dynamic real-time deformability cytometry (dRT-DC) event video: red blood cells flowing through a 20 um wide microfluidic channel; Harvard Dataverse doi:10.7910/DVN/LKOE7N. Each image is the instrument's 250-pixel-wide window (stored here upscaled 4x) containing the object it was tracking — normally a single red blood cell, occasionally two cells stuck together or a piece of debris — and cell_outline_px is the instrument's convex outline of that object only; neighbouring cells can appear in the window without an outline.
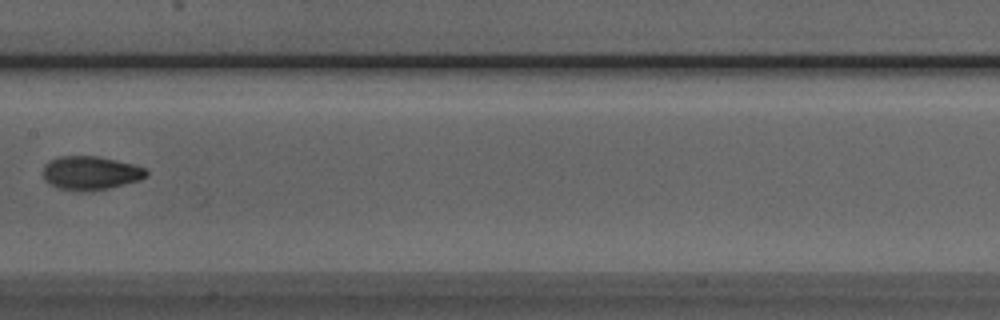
{"species": "Egyptian fruit bat (a non-hibernating species)", "species_latin": "Rousettus aegyptiacus", "temperature_condition": "room temperature", "stored_images_in_passage": 4, "camera_frame_rate_fps": 3000, "um_per_image_px": 0.085, "animal": {"sex": "male"}, "frame": {"image": 1, "passage_image": 4, "time_ms": 3.333, "image_size_px": [1000, 320], "cell_outline_px": [[148, 176], [140, 180], [108, 188], [84, 192], [76, 192], [56, 188], [48, 184], [44, 180], [44, 164], [48, 160], [60, 156], [96, 156], [116, 160], [132, 164], [144, 168], [148, 172]], "centroid_in_image_um": [7.65, 14.72], "position_along_channel_um": 199.7, "area_um2": 20.52}}